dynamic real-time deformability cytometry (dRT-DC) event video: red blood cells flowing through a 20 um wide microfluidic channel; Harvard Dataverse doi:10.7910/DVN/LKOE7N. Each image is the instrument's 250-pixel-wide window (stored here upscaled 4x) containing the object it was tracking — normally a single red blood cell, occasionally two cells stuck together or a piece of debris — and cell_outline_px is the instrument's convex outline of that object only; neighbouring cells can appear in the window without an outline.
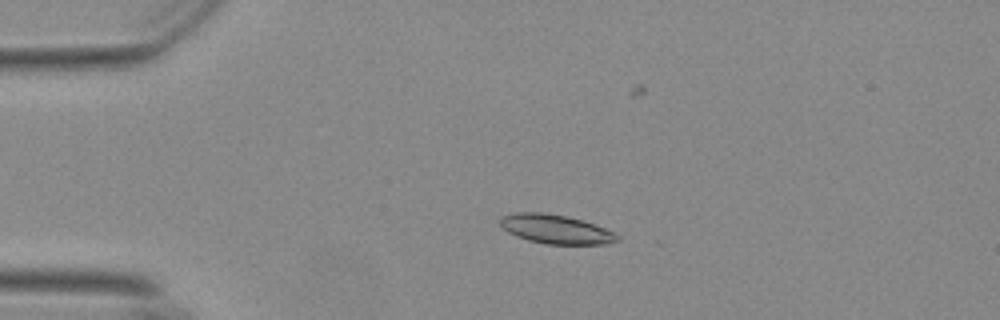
{"species": "Egyptian fruit bat (a non-hibernating species)", "species_latin": "Rousettus aegyptiacus", "temperature_condition": "warm", "stored_images_in_passage": 28, "camera_frame_rate_fps": 3000, "um_per_image_px": 0.085, "animal": {"sex": "female"}, "frame": {"image": 1, "passage_image": 13, "time_ms": 4.0, "image_size_px": [1000, 320], "cell_outline_px": [[620, 240], [608, 244], [548, 244], [528, 240], [516, 236], [508, 232], [500, 224], [500, 216], [516, 212], [540, 212], [564, 216], [580, 220], [604, 228], [620, 236]], "centroid_in_image_um": [47.22, 19.49], "position_along_channel_um": 37.8, "area_um2": 19.59}}
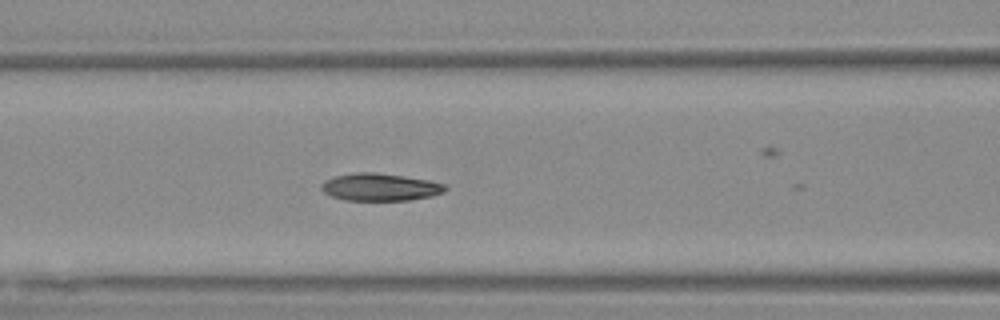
{"frame": {"image": 2, "passage_image": 24, "time_ms": 7.667, "image_size_px": [1000, 320], "cell_outline_px": [[448, 188], [444, 192], [432, 196], [408, 200], [344, 200], [332, 196], [324, 192], [320, 188], [320, 184], [324, 180], [332, 176], [356, 172], [376, 172], [404, 176], [428, 180], [444, 184]], "centroid_in_image_um": [32.27, 15.89], "position_along_channel_um": 134.3, "area_um2": 19.94}}
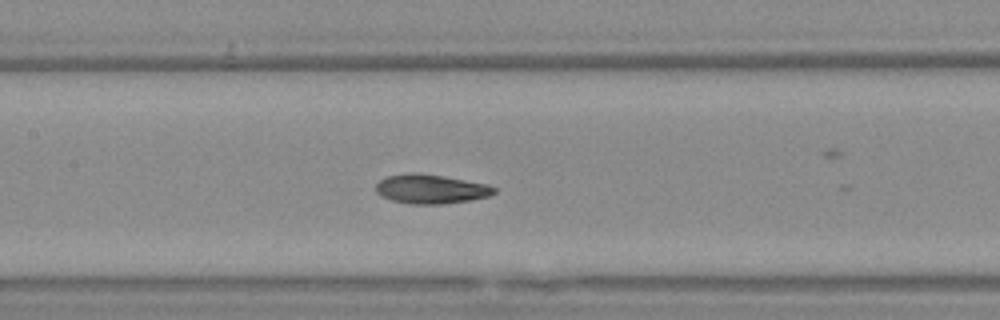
{"frame": {"image": 3, "passage_image": 27, "time_ms": 8.667, "image_size_px": [1000, 320], "cell_outline_px": [[496, 192], [488, 196], [472, 200], [444, 204], [412, 204], [392, 200], [380, 196], [376, 192], [376, 184], [380, 180], [388, 176], [408, 172], [416, 172], [488, 184], [496, 188]], "centroid_in_image_um": [36.61, 16.07], "position_along_channel_um": 170.8, "area_um2": 20.11}}